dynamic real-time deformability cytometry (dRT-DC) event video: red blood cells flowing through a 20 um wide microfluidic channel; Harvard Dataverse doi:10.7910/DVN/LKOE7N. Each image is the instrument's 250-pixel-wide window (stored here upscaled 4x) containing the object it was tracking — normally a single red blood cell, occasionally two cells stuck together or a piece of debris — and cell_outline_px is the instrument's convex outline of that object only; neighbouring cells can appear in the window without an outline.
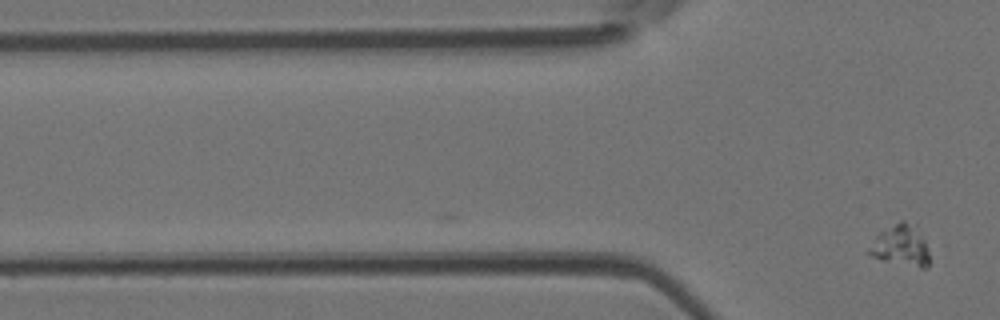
{"species": "Egyptian fruit bat (a non-hibernating species)", "species_latin": "Rousettus aegyptiacus", "temperature_condition": "room temperature", "stored_images_in_passage": 2, "camera_frame_rate_fps": 3000, "um_per_image_px": 0.085, "animal": {"sex": "female"}, "frame": {"image": 1, "passage_image": 2, "time_ms": 0.333, "image_size_px": [1000, 320], "cell_outline_px": [[928, 268], [920, 268], [884, 260], [872, 256], [864, 252], [876, 236], [880, 232], [900, 220], [904, 220], [916, 224], [928, 248]], "centroid_in_image_um": [76.56, 20.86], "position_along_channel_um": 49.2, "area_um2": 14.57}}